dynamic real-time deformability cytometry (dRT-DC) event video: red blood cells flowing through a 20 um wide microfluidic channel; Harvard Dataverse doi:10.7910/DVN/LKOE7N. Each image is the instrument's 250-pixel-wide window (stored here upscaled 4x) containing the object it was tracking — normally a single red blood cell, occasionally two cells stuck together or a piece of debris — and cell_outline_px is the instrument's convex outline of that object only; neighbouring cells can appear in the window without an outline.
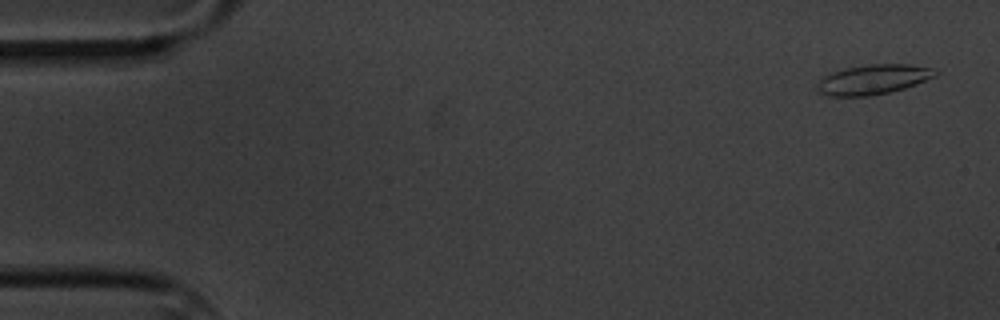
{"species": "common noctule bat (a hibernating species)", "species_latin": "Nyctalus noctula", "temperature_condition": "cold", "stored_images_in_passage": 5, "camera_frame_rate_fps": 3000, "um_per_image_px": 0.085, "animal": {"sex": "male", "body_mass_g": 20.1, "forearm_length_mm": 53.5}, "frame": {"image": 1, "passage_image": 1, "time_ms": 0.0, "image_size_px": [1000, 320], "cell_outline_px": [[940, 72], [936, 76], [916, 84], [892, 92], [868, 96], [828, 96], [816, 92], [816, 84], [824, 76], [832, 72], [844, 68], [868, 64], [908, 64], [936, 68]], "centroid_in_image_um": [74.23, 6.75], "position_along_channel_um": 10.8, "area_um2": 20.87}}
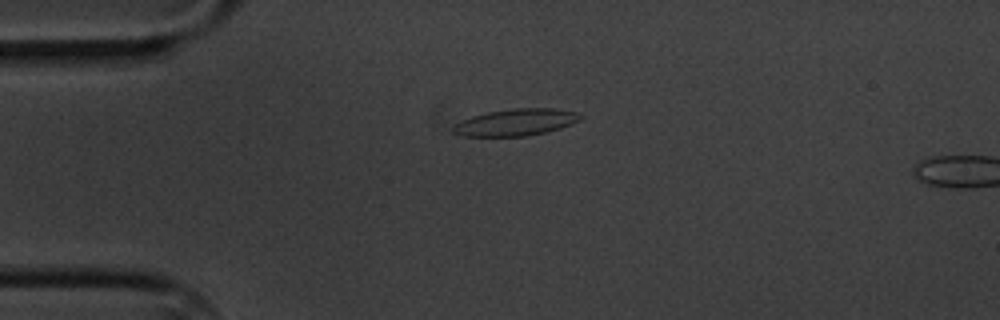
{"frame": {"image": 2, "passage_image": 4, "time_ms": 3.667, "image_size_px": [1000, 320], "cell_outline_px": [[580, 120], [572, 124], [560, 128], [544, 132], [524, 136], [464, 136], [452, 132], [452, 128], [456, 124], [472, 116], [488, 112], [512, 108], [552, 108], [576, 112], [580, 116]], "centroid_in_image_um": [43.84, 10.39], "position_along_channel_um": 41.2, "area_um2": 19.59}}